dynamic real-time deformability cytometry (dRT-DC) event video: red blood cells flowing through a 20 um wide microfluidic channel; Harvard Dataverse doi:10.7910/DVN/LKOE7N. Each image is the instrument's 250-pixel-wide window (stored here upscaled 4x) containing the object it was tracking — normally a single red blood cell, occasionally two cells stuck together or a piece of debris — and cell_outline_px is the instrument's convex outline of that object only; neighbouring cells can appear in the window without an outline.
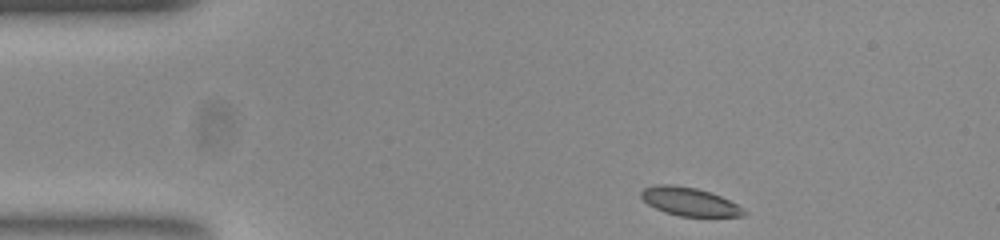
{"species": "common noctule bat (a hibernating species)", "species_latin": "Nyctalus noctula", "temperature_condition": "room temperature", "stored_images_in_passage": 46, "camera_frame_rate_fps": 3000, "um_per_image_px": 0.085, "animal": {"sex": "female", "body_mass_g": 23.0, "forearm_length_mm": 53.4}, "frame": {"image": 1, "passage_image": 1, "time_ms": 0.0, "image_size_px": [1000, 240], "cell_outline_px": [[744, 216], [680, 216], [664, 212], [648, 204], [640, 196], [640, 192], [644, 188], [656, 184], [672, 184], [696, 188], [720, 196], [736, 204], [744, 212]], "centroid_in_image_um": [58.53, 17.13], "position_along_channel_um": 26.5, "area_um2": 16.65}}
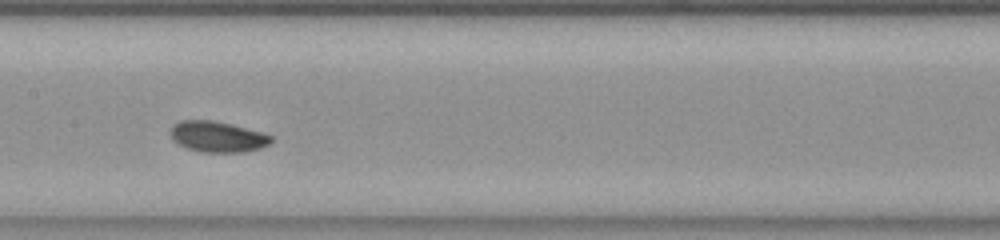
{"frame": {"image": 2, "passage_image": 19, "time_ms": 6.0, "image_size_px": [1000, 240], "cell_outline_px": [[272, 140], [268, 144], [260, 148], [244, 152], [200, 152], [188, 148], [172, 140], [172, 124], [180, 120], [212, 120], [264, 132], [272, 136]], "centroid_in_image_um": [18.5, 11.62], "position_along_channel_um": 188.9, "area_um2": 17.98}}
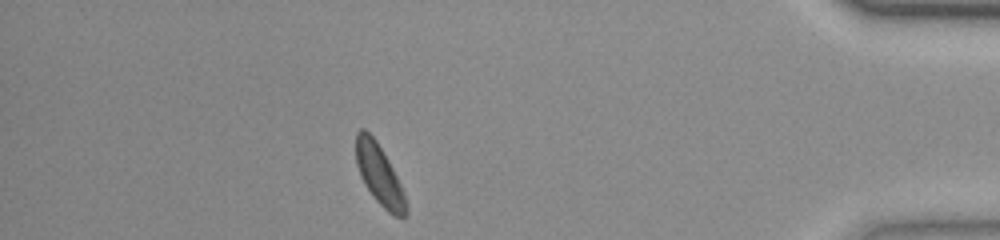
{"frame": {"image": 3, "passage_image": 40, "time_ms": 13.0, "image_size_px": [1000, 240], "cell_outline_px": [[408, 212], [404, 216], [392, 216], [372, 196], [364, 184], [360, 176], [356, 164], [356, 132], [360, 128], [364, 128], [376, 140], [388, 160], [400, 184], [408, 204]], "centroid_in_image_um": [32.23, 14.86], "position_along_channel_um": 403.0, "area_um2": 17.57}, "authors_computed_cell_mechanics": {"area_um2": 17.4556, "velocity_mm_per_s": 3.749, "shape_relaxation_time_tau1_ms": 2.4924, "shape_relaxation_time_tau2_ms": null, "deformation_change_tau1": 0.101, "deformation_change_tau2": null}}